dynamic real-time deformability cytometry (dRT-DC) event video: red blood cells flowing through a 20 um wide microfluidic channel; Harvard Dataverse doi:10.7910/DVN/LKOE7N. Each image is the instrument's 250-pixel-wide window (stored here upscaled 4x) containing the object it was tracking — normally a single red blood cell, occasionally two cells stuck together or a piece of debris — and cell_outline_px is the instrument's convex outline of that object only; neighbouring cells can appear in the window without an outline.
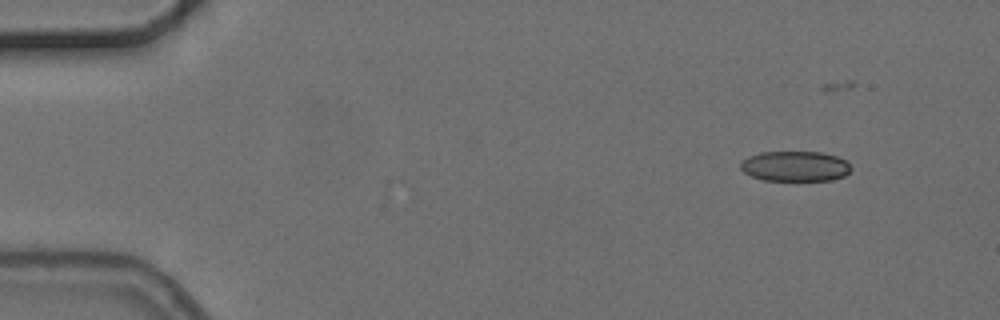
{"species": "common noctule bat (a hibernating species)", "species_latin": "Nyctalus noctula", "temperature_condition": "cold", "stored_images_in_passage": 6, "camera_frame_rate_fps": 3000, "um_per_image_px": 0.085, "animal": {"sex": "female", "body_mass_g": 24.6, "forearm_length_mm": 56.2}, "frame": {"image": 1, "passage_image": 2, "time_ms": 2.0, "image_size_px": [1000, 320], "cell_outline_px": [[852, 168], [844, 176], [832, 180], [764, 180], [752, 176], [744, 172], [740, 168], [740, 160], [748, 156], [760, 152], [820, 152], [836, 156], [848, 160]], "centroid_in_image_um": [67.58, 14.12], "position_along_channel_um": 17.4, "area_um2": 19.59}}
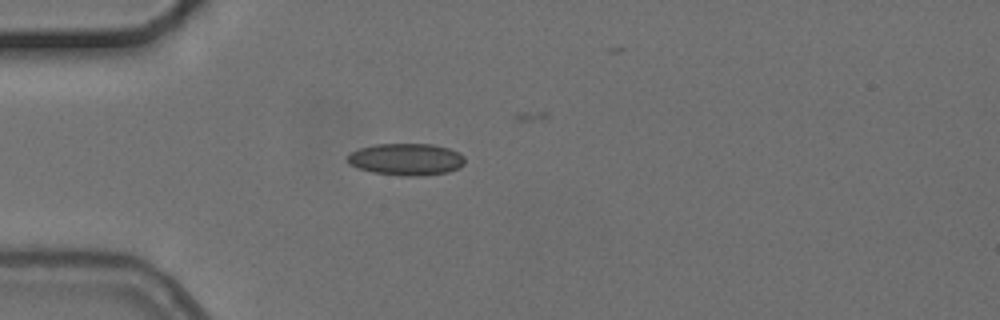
{"frame": {"image": 2, "passage_image": 5, "time_ms": 5.333, "image_size_px": [1000, 320], "cell_outline_px": [[464, 164], [460, 168], [448, 172], [420, 176], [400, 176], [372, 172], [356, 168], [348, 164], [348, 156], [352, 152], [360, 148], [376, 144], [432, 144], [448, 148], [460, 152], [464, 156]], "centroid_in_image_um": [34.55, 13.55], "position_along_channel_um": 50.5, "area_um2": 22.02}}